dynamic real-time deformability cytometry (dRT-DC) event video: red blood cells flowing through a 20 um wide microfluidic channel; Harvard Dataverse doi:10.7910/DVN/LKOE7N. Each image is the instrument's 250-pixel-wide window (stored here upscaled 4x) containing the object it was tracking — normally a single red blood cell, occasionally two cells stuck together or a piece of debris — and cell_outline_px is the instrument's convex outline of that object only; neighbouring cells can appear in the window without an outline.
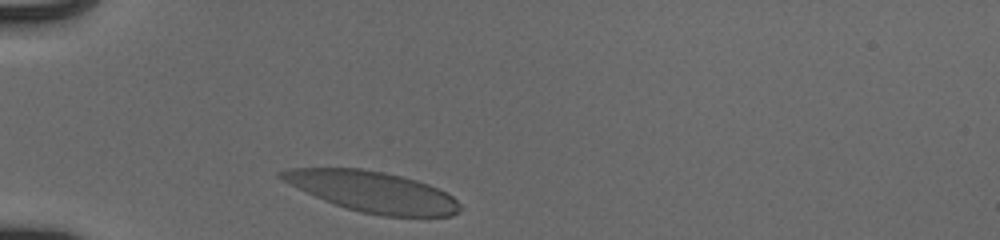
{"species": "human", "species_latin": "Homo sapiens", "temperature_condition": "cold", "stored_images_in_passage": 29, "camera_frame_rate_fps": 3000, "um_per_image_px": 0.085, "donor": {"sex": "male"}, "frame": {"image": 1, "passage_image": 1, "time_ms": 0.0, "image_size_px": [1000, 240], "cell_outline_px": [[460, 212], [452, 216], [384, 216], [360, 212], [344, 208], [324, 200], [276, 176], [276, 172], [292, 168], [360, 168], [400, 176], [416, 180], [428, 184], [452, 196], [460, 204]], "centroid_in_image_um": [31.69, 16.3], "position_along_channel_um": 53.3, "area_um2": 41.79}}
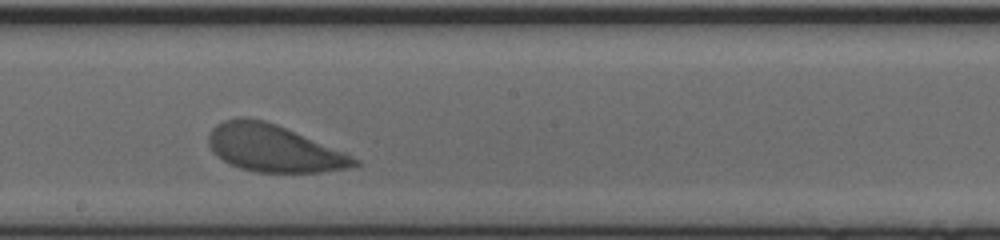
{"frame": {"image": 2, "passage_image": 16, "time_ms": 5.0, "image_size_px": [1000, 240], "cell_outline_px": [[360, 164], [356, 168], [324, 172], [256, 172], [240, 168], [228, 164], [216, 156], [212, 152], [208, 144], [208, 132], [216, 124], [224, 120], [240, 116], [244, 116], [264, 120], [276, 124], [348, 152], [360, 160]], "centroid_in_image_um": [23.3, 12.61], "position_along_channel_um": 224.9, "area_um2": 40.86}}
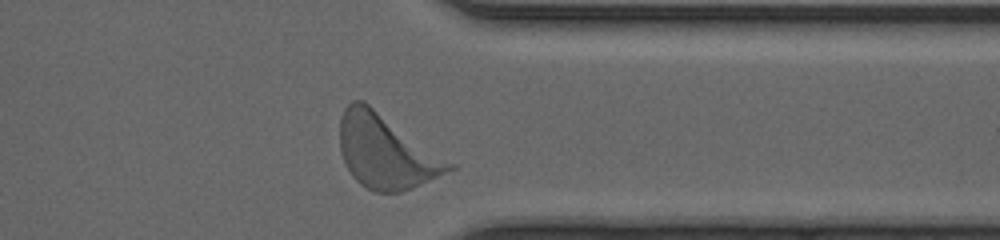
{"frame": {"image": 3, "passage_image": 28, "time_ms": 9.0, "image_size_px": [1000, 240], "cell_outline_px": [[456, 168], [412, 188], [400, 192], [372, 192], [360, 184], [352, 176], [340, 152], [340, 116], [344, 108], [352, 100], [364, 100], [456, 164]], "centroid_in_image_um": [32.81, 12.87], "position_along_channel_um": 378.6, "area_um2": 47.16}, "authors_computed_cell_mechanics": {"area_um2": 41.6738, "velocity_mm_per_s": 3.8891, "shape_relaxation_time_tau1_ms": 1.3192, "shape_relaxation_time_tau2_ms": null, "deformation_change_tau1": 0.1136, "deformation_change_tau2": null}}